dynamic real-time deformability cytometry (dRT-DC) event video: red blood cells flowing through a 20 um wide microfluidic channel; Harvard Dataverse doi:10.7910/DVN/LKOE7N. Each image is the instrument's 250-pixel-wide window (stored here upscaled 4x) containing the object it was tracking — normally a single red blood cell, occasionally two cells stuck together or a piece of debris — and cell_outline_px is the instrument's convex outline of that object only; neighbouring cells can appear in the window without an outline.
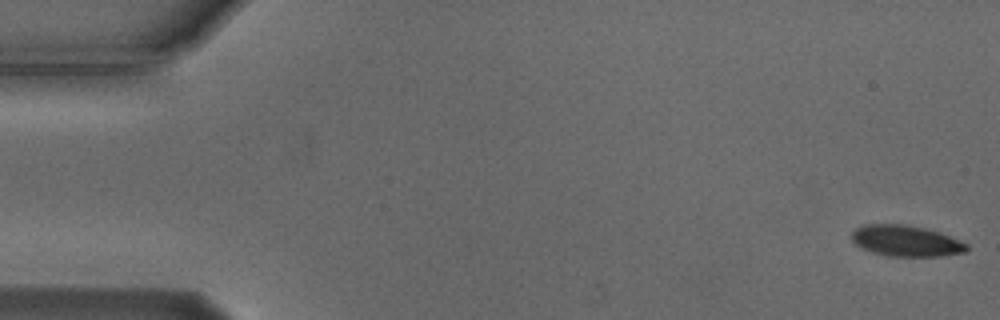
{"species": "Egyptian fruit bat (a non-hibernating species)", "species_latin": "Rousettus aegyptiacus", "temperature_condition": "cold", "stored_images_in_passage": 54, "camera_frame_rate_fps": 3000, "um_per_image_px": 0.085, "animal": {"sex": "male"}, "frame": {"image": 1, "passage_image": 1, "time_ms": 0.0, "image_size_px": [1000, 320], "cell_outline_px": [[968, 252], [940, 256], [888, 256], [872, 252], [856, 244], [852, 240], [852, 232], [856, 228], [864, 224], [904, 224], [928, 228], [940, 232], [968, 244]], "centroid_in_image_um": [77.04, 20.47], "position_along_channel_um": 8.0, "area_um2": 20.87}}
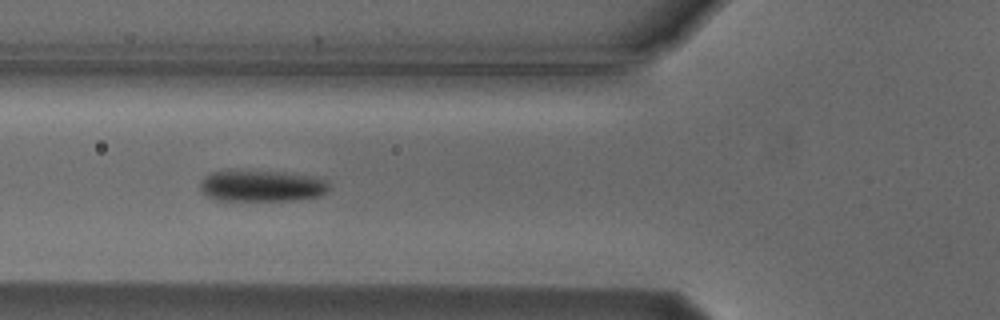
{"frame": {"image": 2, "passage_image": 20, "time_ms": 6.333, "image_size_px": [1000, 320], "cell_outline_px": [[332, 188], [328, 192], [320, 196], [292, 200], [216, 200], [200, 192], [200, 180], [204, 176], [212, 172], [284, 172], [312, 176], [328, 180]], "centroid_in_image_um": [22.3, 15.82], "position_along_channel_um": 103.5, "area_um2": 23.47}}
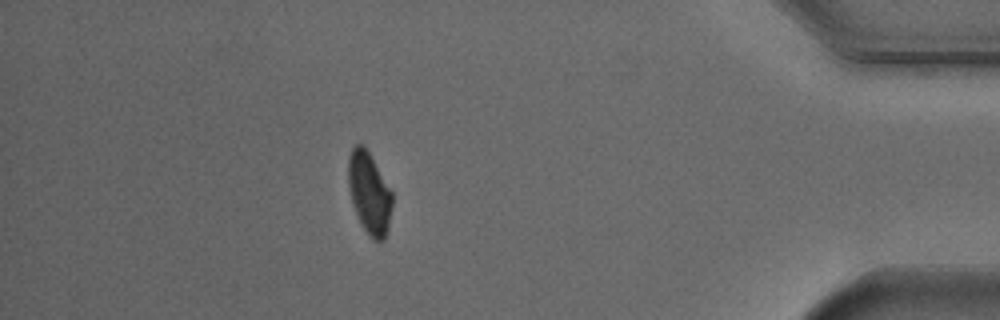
{"frame": {"image": 3, "passage_image": 48, "time_ms": 15.667, "image_size_px": [1000, 320], "cell_outline_px": [[392, 208], [388, 228], [384, 240], [372, 240], [368, 236], [352, 204], [348, 188], [348, 156], [352, 148], [356, 144], [364, 144], [392, 192]], "centroid_in_image_um": [31.38, 16.4], "position_along_channel_um": 403.8, "area_um2": 20.92}, "authors_computed_cell_mechanics": {"area_um2": 22.3686, "velocity_mm_per_s": 3.7322, "shape_relaxation_time_tau1_ms": 1.6519, "shape_relaxation_time_tau2_ms": null, "deformation_change_tau1": 0.109, "deformation_change_tau2": null}}